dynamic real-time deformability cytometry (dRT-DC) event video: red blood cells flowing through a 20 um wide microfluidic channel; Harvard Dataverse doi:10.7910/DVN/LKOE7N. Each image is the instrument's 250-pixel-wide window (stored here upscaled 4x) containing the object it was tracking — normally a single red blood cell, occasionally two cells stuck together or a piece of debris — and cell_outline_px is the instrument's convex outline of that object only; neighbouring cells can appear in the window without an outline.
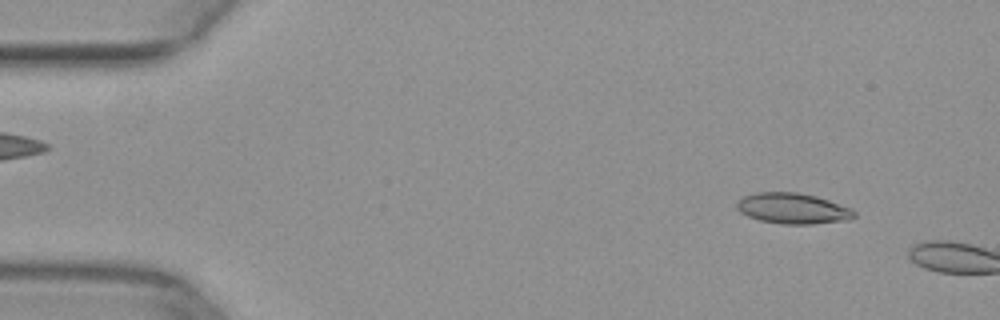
{"species": "common noctule bat (a hibernating species)", "species_latin": "Nyctalus noctula", "temperature_condition": "warm", "stored_images_in_passage": 7, "camera_frame_rate_fps": 3000, "um_per_image_px": 0.085, "animal": {"sex": "female", "body_mass_g": 29.2, "forearm_length_mm": 56.3}, "frame": {"image": 1, "passage_image": 5, "time_ms": 1.333, "image_size_px": [1000, 320], "cell_outline_px": [[856, 216], [852, 220], [812, 224], [784, 224], [760, 220], [748, 216], [740, 212], [736, 208], [736, 204], [744, 196], [756, 192], [796, 192], [816, 196], [828, 200], [848, 208], [856, 212]], "centroid_in_image_um": [67.39, 17.72], "position_along_channel_um": 17.6, "area_um2": 20.92}}